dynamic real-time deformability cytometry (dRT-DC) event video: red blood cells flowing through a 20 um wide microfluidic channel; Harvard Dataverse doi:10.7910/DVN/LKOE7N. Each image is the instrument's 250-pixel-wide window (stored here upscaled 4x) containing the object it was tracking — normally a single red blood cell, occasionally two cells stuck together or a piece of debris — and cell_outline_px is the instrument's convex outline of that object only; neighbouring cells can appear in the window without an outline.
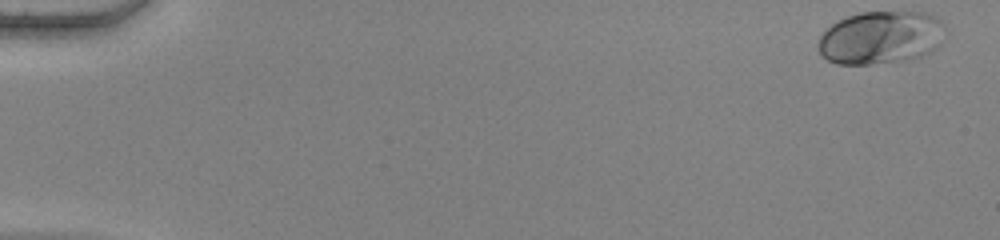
{"species": "human", "species_latin": "Homo sapiens", "temperature_condition": "warm", "stored_images_in_passage": 54, "camera_frame_rate_fps": 3000, "um_per_image_px": 0.085, "donor": {"sex": "female"}, "frame": {"image": 1, "passage_image": 1, "time_ms": 0.0, "image_size_px": [1000, 240], "cell_outline_px": [[948, 28], [944, 44], [924, 56], [904, 60], [868, 64], [836, 64], [828, 60], [820, 52], [820, 36], [832, 24], [848, 16], [860, 12], [924, 12], [936, 16]], "centroid_in_image_um": [74.99, 3.19], "position_along_channel_um": 10.0, "area_um2": 39.59}}
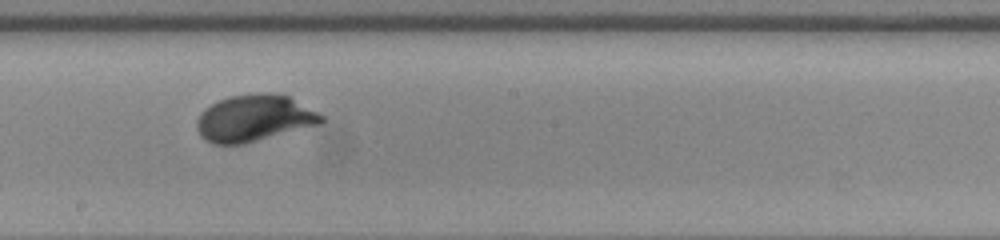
{"frame": {"image": 2, "passage_image": 31, "time_ms": 10.0, "image_size_px": [1000, 240], "cell_outline_px": [[324, 120], [320, 124], [244, 144], [212, 144], [204, 140], [200, 136], [196, 128], [196, 120], [200, 112], [204, 108], [220, 100], [232, 96], [256, 92], [272, 92], [288, 96], [324, 116]], "centroid_in_image_um": [21.56, 10.05], "position_along_channel_um": 226.6, "area_um2": 33.99}}
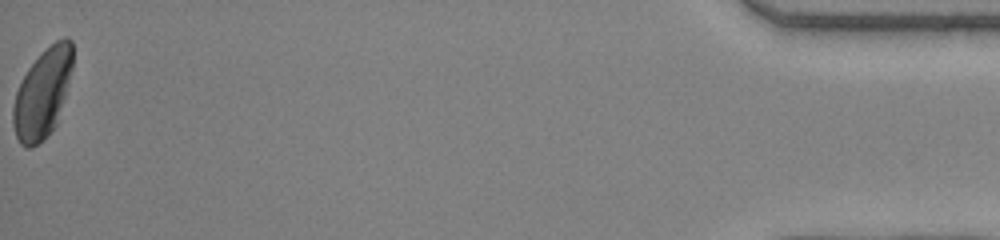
{"frame": {"image": 3, "passage_image": 54, "time_ms": 17.667, "image_size_px": [1000, 240], "cell_outline_px": [[72, 68], [56, 124], [32, 148], [24, 148], [20, 144], [16, 136], [12, 120], [12, 108], [16, 92], [28, 68], [56, 40], [64, 36], [68, 36], [72, 40]], "centroid_in_image_um": [3.6, 7.93], "position_along_channel_um": 431.6, "area_um2": 30.11}, "authors_computed_cell_mechanics": {"area_um2": 32.6859, "velocity_mm_per_s": 3.834, "shape_relaxation_time_tau1_ms": 2.4253, "shape_relaxation_time_tau2_ms": null, "deformation_change_tau1": 0.1451, "deformation_change_tau2": null}}